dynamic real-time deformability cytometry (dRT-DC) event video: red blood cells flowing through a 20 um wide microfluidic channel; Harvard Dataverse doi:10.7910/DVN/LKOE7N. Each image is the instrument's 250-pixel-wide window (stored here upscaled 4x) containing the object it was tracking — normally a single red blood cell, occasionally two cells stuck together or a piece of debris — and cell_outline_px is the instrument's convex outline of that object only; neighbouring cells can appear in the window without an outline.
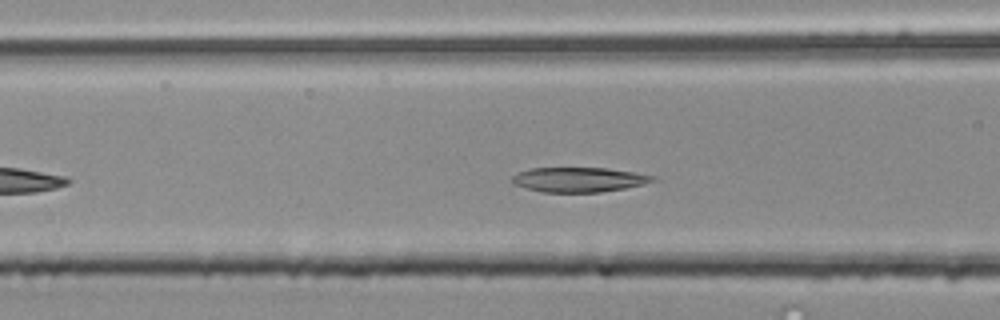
{"species": "common noctule bat (a hibernating species)", "species_latin": "Nyctalus noctula", "temperature_condition": "room temperature", "stored_images_in_passage": 40, "camera_frame_rate_fps": 3000, "um_per_image_px": 0.085, "animal": {"sex": "male", "body_mass_g": 20.4}, "frame": {"image": 1, "passage_image": 10, "time_ms": 3.0, "image_size_px": [1000, 320], "cell_outline_px": [[656, 176], [652, 180], [644, 184], [624, 188], [600, 192], [544, 192], [524, 188], [512, 184], [512, 176], [516, 172], [528, 168], [608, 168]], "centroid_in_image_um": [49.11, 15.26], "position_along_channel_um": 117.5, "area_um2": 20.23}}
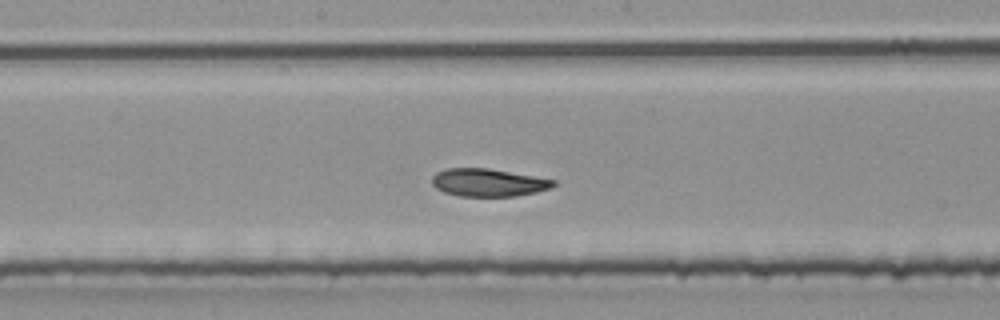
{"frame": {"image": 2, "passage_image": 17, "time_ms": 5.333, "image_size_px": [1000, 320], "cell_outline_px": [[556, 184], [548, 188], [536, 192], [516, 196], [460, 196], [444, 192], [436, 188], [432, 184], [432, 176], [436, 172], [444, 168], [488, 168], [556, 180]], "centroid_in_image_um": [41.46, 15.51], "position_along_channel_um": 206.7, "area_um2": 19.59}}
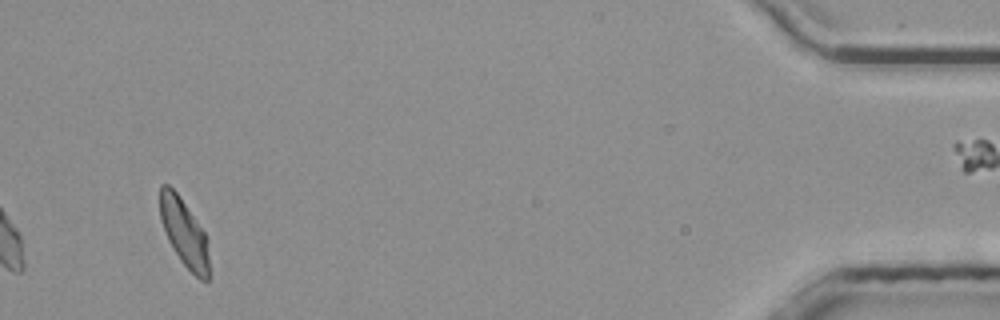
{"frame": {"image": 3, "passage_image": 40, "time_ms": 13.0, "image_size_px": [1000, 320], "cell_outline_px": [[208, 280], [200, 280], [180, 260], [168, 240], [160, 220], [160, 184], [168, 184], [176, 192], [196, 220], [204, 232], [208, 240]], "centroid_in_image_um": [15.64, 19.77], "position_along_channel_um": 419.6, "area_um2": 19.02}, "authors_computed_cell_mechanics": {"area_um2": 19.941, "velocity_mm_per_s": 3.8169, "shape_relaxation_time_tau1_ms": 7.5552, "shape_relaxation_time_tau2_ms": 2.856, "deformation_change_tau1": 0.2027, "deformation_change_tau2": 0.0784}}